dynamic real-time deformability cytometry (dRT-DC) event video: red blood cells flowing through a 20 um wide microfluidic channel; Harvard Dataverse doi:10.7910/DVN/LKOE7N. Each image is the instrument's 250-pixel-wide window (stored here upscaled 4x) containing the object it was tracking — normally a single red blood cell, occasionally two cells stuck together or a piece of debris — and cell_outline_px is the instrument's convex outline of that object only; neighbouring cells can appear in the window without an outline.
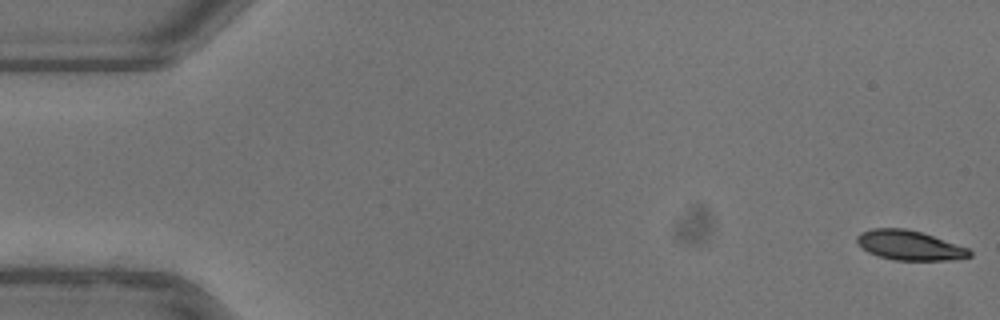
{"species": "common noctule bat (a hibernating species)", "species_latin": "Nyctalus noctula", "temperature_condition": "warm", "stored_images_in_passage": 53, "camera_frame_rate_fps": 3000, "um_per_image_px": 0.085, "animal": {"sex": "female"}, "frame": {"image": 1, "passage_image": 1, "time_ms": 0.0, "image_size_px": [1000, 320], "cell_outline_px": [[972, 256], [948, 260], [892, 260], [868, 252], [856, 240], [856, 236], [860, 232], [872, 228], [904, 228], [920, 232], [968, 248], [972, 252]], "centroid_in_image_um": [77.29, 20.85], "position_along_channel_um": 7.7, "area_um2": 19.19}}
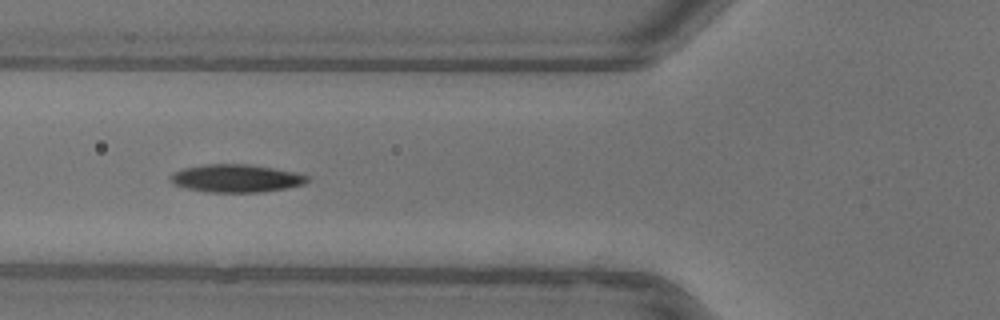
{"frame": {"image": 2, "passage_image": 20, "time_ms": 6.333, "image_size_px": [1000, 320], "cell_outline_px": [[308, 180], [304, 184], [288, 188], [260, 192], [204, 192], [184, 188], [172, 184], [168, 180], [168, 176], [172, 172], [184, 168], [204, 164], [248, 164], [296, 172], [308, 176]], "centroid_in_image_um": [20.0, 15.16], "position_along_channel_um": 105.8, "area_um2": 22.48}}
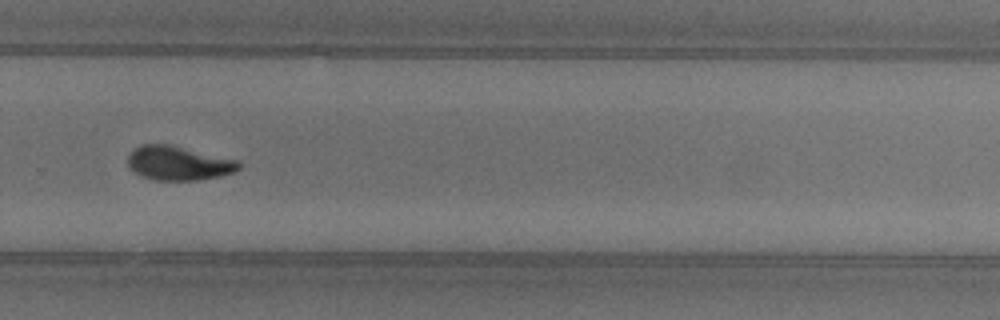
{"frame": {"image": 3, "passage_image": 36, "time_ms": 11.667, "image_size_px": [1000, 320], "cell_outline_px": [[240, 168], [236, 172], [220, 176], [196, 180], [152, 180], [140, 176], [132, 172], [128, 168], [128, 156], [140, 144], [168, 144], [236, 160], [240, 164]], "centroid_in_image_um": [15.12, 13.89], "position_along_channel_um": 314.7, "area_um2": 22.02}, "authors_computed_cell_mechanics": {"area_um2": 21.5016, "velocity_mm_per_s": 3.9253, "shape_relaxation_time_tau1_ms": 3.6291, "shape_relaxation_time_tau2_ms": 3.5856, "deformation_change_tau1": 0.1766, "deformation_change_tau2": 0.088}}